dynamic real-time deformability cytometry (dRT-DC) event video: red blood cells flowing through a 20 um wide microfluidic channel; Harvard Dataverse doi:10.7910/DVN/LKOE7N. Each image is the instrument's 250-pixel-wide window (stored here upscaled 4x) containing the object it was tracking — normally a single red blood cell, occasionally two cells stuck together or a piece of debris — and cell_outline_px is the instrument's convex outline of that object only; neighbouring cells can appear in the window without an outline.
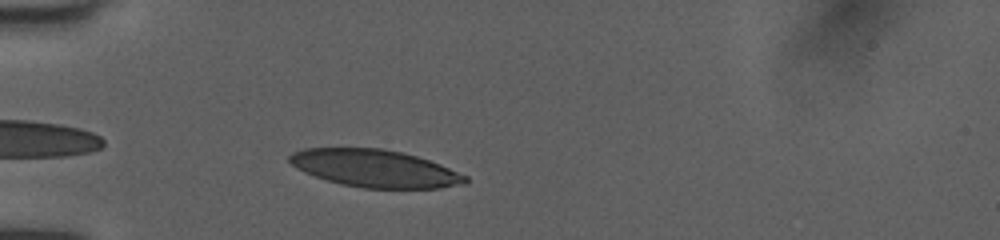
{"species": "human", "species_latin": "Homo sapiens", "temperature_condition": "room temperature", "stored_images_in_passage": 35, "camera_frame_rate_fps": 3000, "um_per_image_px": 0.085, "donor": {"sex": "female"}, "frame": {"image": 1, "passage_image": 3, "time_ms": 0.667, "image_size_px": [1000, 240], "cell_outline_px": [[468, 184], [440, 188], [364, 188], [340, 184], [304, 172], [296, 168], [288, 160], [288, 156], [292, 152], [304, 148], [380, 148], [404, 152], [440, 164], [468, 176]], "centroid_in_image_um": [31.89, 14.31], "position_along_channel_um": 53.1, "area_um2": 38.49}}
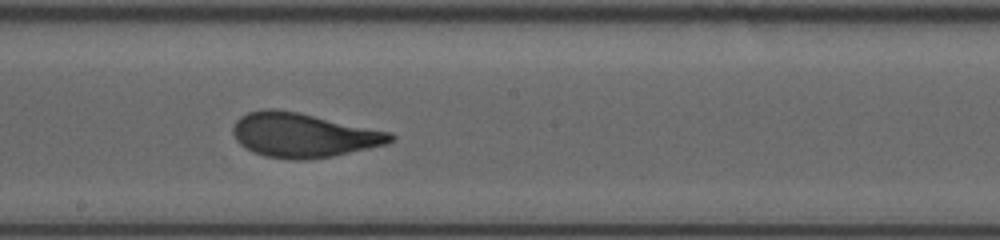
{"frame": {"image": 2, "passage_image": 17, "time_ms": 5.333, "image_size_px": [1000, 240], "cell_outline_px": [[396, 136], [388, 144], [332, 156], [304, 160], [296, 160], [264, 156], [252, 152], [244, 148], [236, 140], [232, 132], [232, 128], [236, 120], [240, 116], [248, 112], [264, 108], [276, 108], [296, 112], [392, 132]], "centroid_in_image_um": [25.75, 11.48], "position_along_channel_um": 222.4, "area_um2": 40.75}}
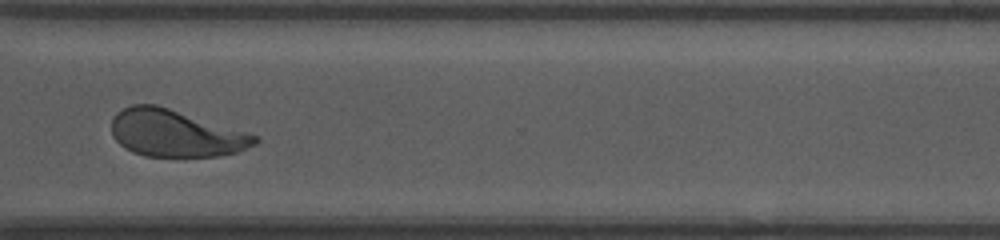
{"frame": {"image": 3, "passage_image": 27, "time_ms": 8.667, "image_size_px": [1000, 240], "cell_outline_px": [[260, 140], [256, 144], [236, 152], [220, 156], [144, 156], [132, 152], [124, 148], [112, 136], [112, 116], [116, 112], [132, 104], [156, 104], [260, 136]], "centroid_in_image_um": [14.9, 11.33], "position_along_channel_um": 355.7, "area_um2": 39.3}, "authors_computed_cell_mechanics": {"area_um2": 40.2288, "velocity_mm_per_s": 4.0085, "shape_relaxation_time_tau1_ms": 3.0252, "shape_relaxation_time_tau2_ms": null, "deformation_change_tau1": 0.1627, "deformation_change_tau2": null}}